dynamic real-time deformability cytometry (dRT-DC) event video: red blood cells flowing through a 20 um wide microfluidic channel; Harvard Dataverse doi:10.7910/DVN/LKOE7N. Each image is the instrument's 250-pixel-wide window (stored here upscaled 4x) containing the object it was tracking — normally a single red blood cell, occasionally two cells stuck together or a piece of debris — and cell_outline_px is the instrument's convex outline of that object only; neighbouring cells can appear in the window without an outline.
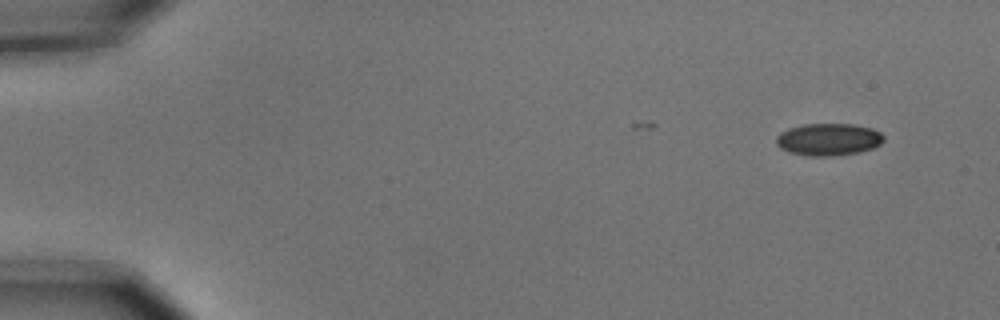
{"species": "common noctule bat (a hibernating species)", "species_latin": "Nyctalus noctula", "temperature_condition": "cold", "stored_images_in_passage": 13, "camera_frame_rate_fps": 3000, "um_per_image_px": 0.085, "animal": {"sex": "male", "body_mass_g": 15.6}, "frame": {"image": 1, "passage_image": 1, "time_ms": 0.0, "image_size_px": [1000, 320], "cell_outline_px": [[884, 140], [880, 144], [872, 148], [860, 152], [832, 156], [808, 156], [788, 152], [780, 148], [776, 144], [776, 136], [780, 132], [788, 128], [804, 124], [852, 124], [872, 128], [880, 132], [884, 136]], "centroid_in_image_um": [70.4, 11.85], "position_along_channel_um": 14.6, "area_um2": 20.35}}
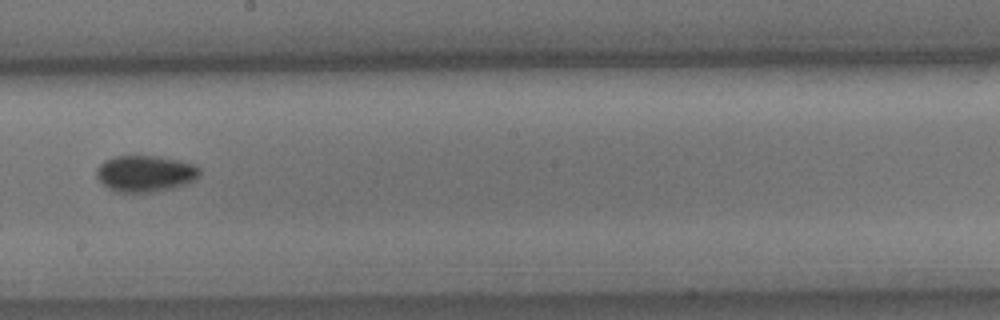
{"frame": {"image": 2, "passage_image": 8, "time_ms": 2.333, "image_size_px": [1000, 320], "cell_outline_px": [[200, 176], [196, 180], [160, 192], [116, 192], [108, 188], [96, 176], [96, 168], [104, 160], [116, 156], [156, 156], [196, 164], [200, 168]], "centroid_in_image_um": [12.36, 14.76], "position_along_channel_um": 235.8, "area_um2": 22.02}}
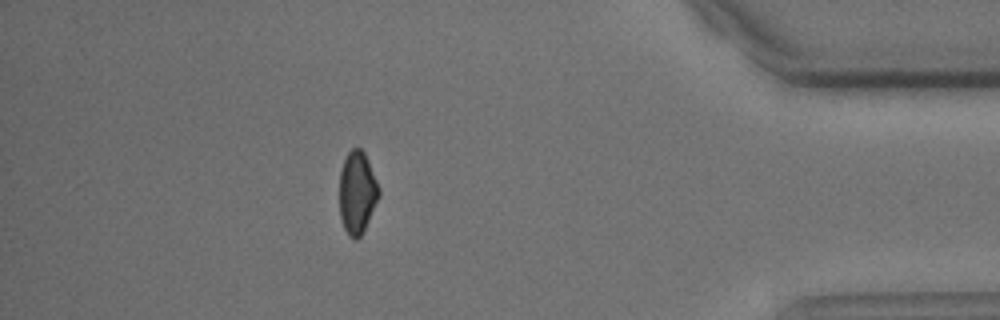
{"frame": {"image": 3, "passage_image": 13, "time_ms": 4.0, "image_size_px": [1000, 320], "cell_outline_px": [[380, 196], [360, 236], [356, 240], [352, 240], [348, 236], [344, 228], [340, 216], [340, 172], [344, 160], [348, 152], [352, 148], [360, 148], [364, 152], [368, 160], [380, 188]], "centroid_in_image_um": [30.36, 16.37], "position_along_channel_um": 404.8, "area_um2": 18.9}}